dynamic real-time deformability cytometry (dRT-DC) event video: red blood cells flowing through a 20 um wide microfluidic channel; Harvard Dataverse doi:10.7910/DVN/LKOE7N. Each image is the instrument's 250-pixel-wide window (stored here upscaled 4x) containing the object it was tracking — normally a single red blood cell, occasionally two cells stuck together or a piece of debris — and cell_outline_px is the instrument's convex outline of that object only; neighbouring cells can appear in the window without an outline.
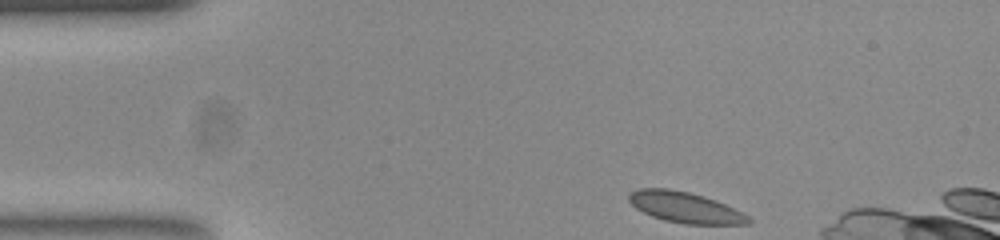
{"species": "common noctule bat (a hibernating species)", "species_latin": "Nyctalus noctula", "temperature_condition": "room temperature", "stored_images_in_passage": 47, "camera_frame_rate_fps": 3000, "um_per_image_px": 0.085, "animal": {"sex": "female", "body_mass_g": 23.0, "forearm_length_mm": 53.4}, "frame": {"image": 1, "passage_image": 1, "time_ms": 0.0, "image_size_px": [1000, 240], "cell_outline_px": [[752, 220], [748, 224], [684, 224], [664, 220], [652, 216], [636, 208], [628, 200], [628, 196], [632, 192], [640, 188], [668, 188], [688, 192], [704, 196], [716, 200], [748, 216]], "centroid_in_image_um": [58.22, 17.63], "position_along_channel_um": 26.8, "area_um2": 21.21}}
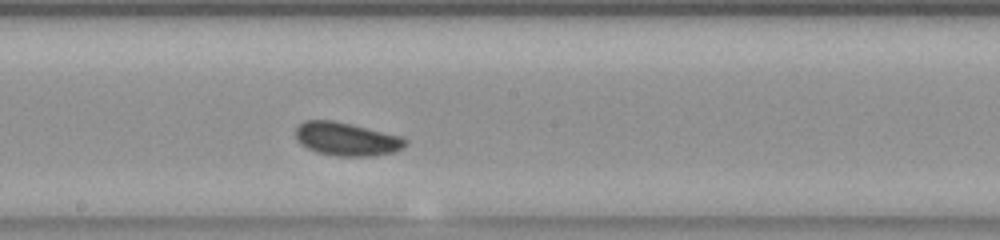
{"frame": {"image": 2, "passage_image": 21, "time_ms": 6.667, "image_size_px": [1000, 240], "cell_outline_px": [[408, 144], [396, 152], [372, 156], [336, 156], [316, 152], [308, 148], [296, 140], [296, 128], [304, 120], [332, 120], [352, 124], [400, 136], [408, 140]], "centroid_in_image_um": [29.47, 11.82], "position_along_channel_um": 218.7, "area_um2": 21.39}}
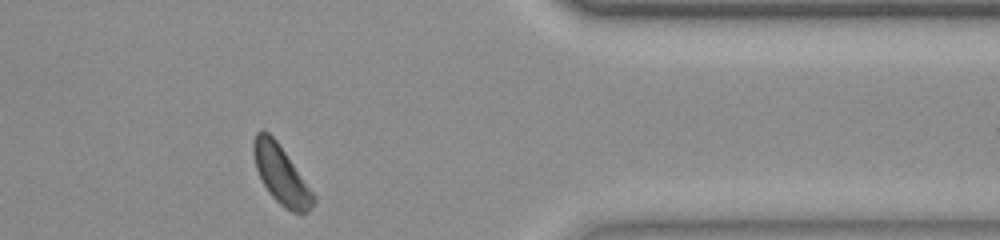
{"frame": {"image": 3, "passage_image": 36, "time_ms": 11.667, "image_size_px": [1000, 240], "cell_outline_px": [[316, 200], [308, 212], [292, 212], [284, 208], [268, 192], [256, 168], [252, 152], [252, 140], [256, 132], [268, 132], [276, 140], [316, 196]], "centroid_in_image_um": [23.88, 14.86], "position_along_channel_um": 387.5, "area_um2": 20.11}, "authors_computed_cell_mechanics": {"area_um2": 20.5768, "velocity_mm_per_s": 3.7968, "shape_relaxation_time_tau1_ms": 3.3154, "shape_relaxation_time_tau2_ms": null, "deformation_change_tau1": 0.0893, "deformation_change_tau2": null}}